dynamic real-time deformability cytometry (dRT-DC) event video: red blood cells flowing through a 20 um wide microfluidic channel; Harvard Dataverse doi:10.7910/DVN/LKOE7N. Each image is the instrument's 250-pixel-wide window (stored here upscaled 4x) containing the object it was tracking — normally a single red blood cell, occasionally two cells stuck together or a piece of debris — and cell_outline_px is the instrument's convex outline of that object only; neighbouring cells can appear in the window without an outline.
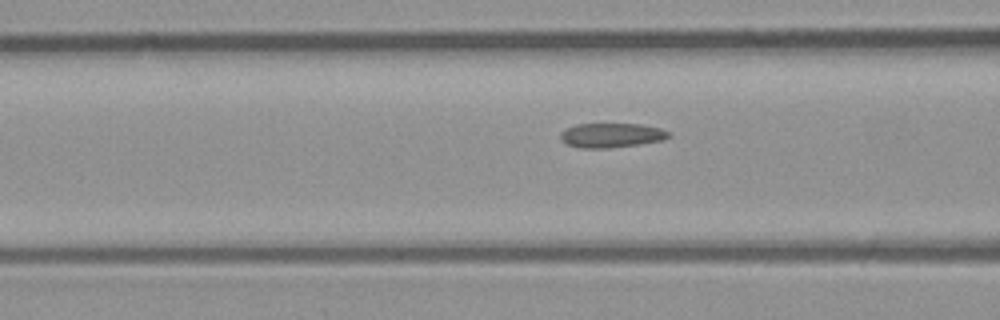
{"species": "common noctule bat (a hibernating species)", "species_latin": "Nyctalus noctula", "temperature_condition": "room temperature", "stored_images_in_passage": 37, "camera_frame_rate_fps": 3000, "um_per_image_px": 0.085, "animal": {"sex": "male", "body_mass_g": 23.1, "forearm_length_mm": 52.7}, "frame": {"image": 1, "passage_image": 17, "time_ms": 5.333, "image_size_px": [1000, 320], "cell_outline_px": [[672, 136], [664, 140], [640, 144], [608, 148], [580, 148], [568, 144], [560, 140], [560, 132], [576, 124], [640, 124], [660, 128], [672, 132]], "centroid_in_image_um": [52.01, 11.5], "position_along_channel_um": 114.6, "area_um2": 15.55}}
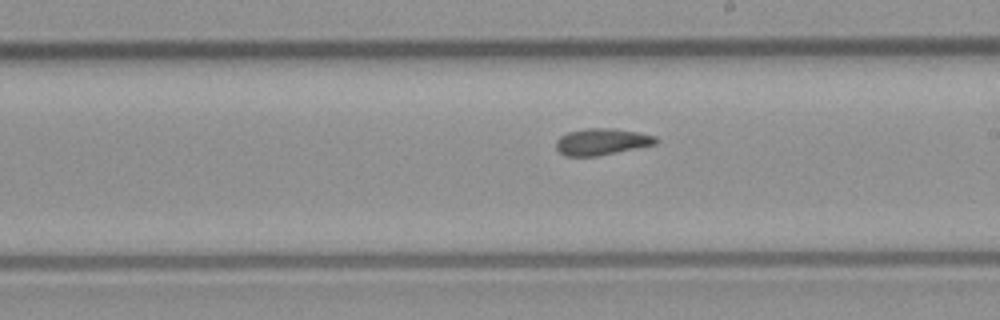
{"frame": {"image": 2, "passage_image": 26, "time_ms": 8.333, "image_size_px": [1000, 320], "cell_outline_px": [[660, 140], [656, 144], [596, 156], [564, 156], [556, 148], [556, 140], [560, 136], [568, 132], [584, 128], [616, 128], [656, 136]], "centroid_in_image_um": [51.14, 12.03], "position_along_channel_um": 237.9, "area_um2": 15.49}}
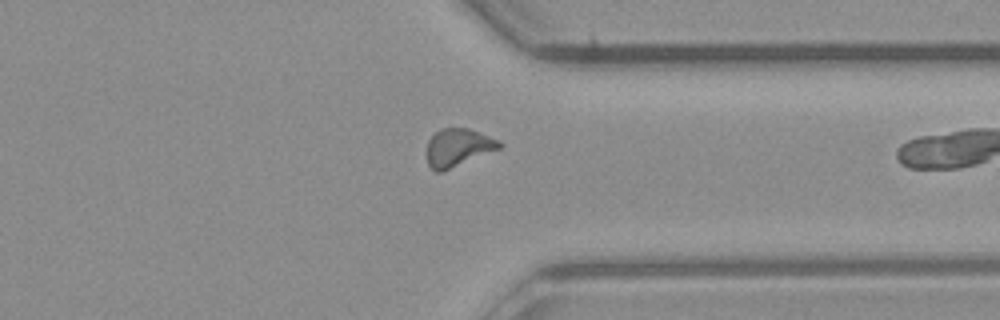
{"frame": {"image": 3, "passage_image": 36, "time_ms": 11.667, "image_size_px": [1000, 320], "cell_outline_px": [[504, 144], [500, 148], [444, 172], [436, 172], [428, 164], [428, 140], [440, 128], [468, 128], [480, 132], [500, 140]], "centroid_in_image_um": [38.97, 12.54], "position_along_channel_um": 372.4, "area_um2": 16.07}}